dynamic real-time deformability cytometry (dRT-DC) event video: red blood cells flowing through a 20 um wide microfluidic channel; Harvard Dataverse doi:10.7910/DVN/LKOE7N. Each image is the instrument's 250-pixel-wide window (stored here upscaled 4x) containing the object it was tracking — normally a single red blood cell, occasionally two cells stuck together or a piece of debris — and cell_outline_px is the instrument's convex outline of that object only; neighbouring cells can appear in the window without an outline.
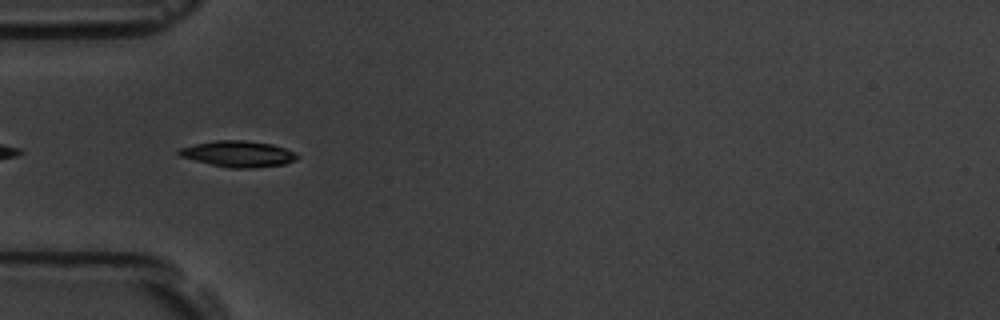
{"species": "common noctule bat (a hibernating species)", "species_latin": "Nyctalus noctula", "temperature_condition": "room temperature", "stored_images_in_passage": 6, "camera_frame_rate_fps": 3000, "um_per_image_px": 0.085, "animal": {"sex": "male", "body_mass_g": 19.5, "forearm_length_mm": 54.6}, "frame": {"image": 1, "passage_image": 5, "time_ms": 5.667, "image_size_px": [1000, 320], "cell_outline_px": [[300, 156], [296, 160], [284, 164], [252, 168], [228, 168], [180, 156], [176, 152], [180, 148], [196, 144], [216, 140], [244, 140], [272, 144], [296, 152]], "centroid_in_image_um": [20.29, 13.08], "position_along_channel_um": 64.7, "area_um2": 17.86}}
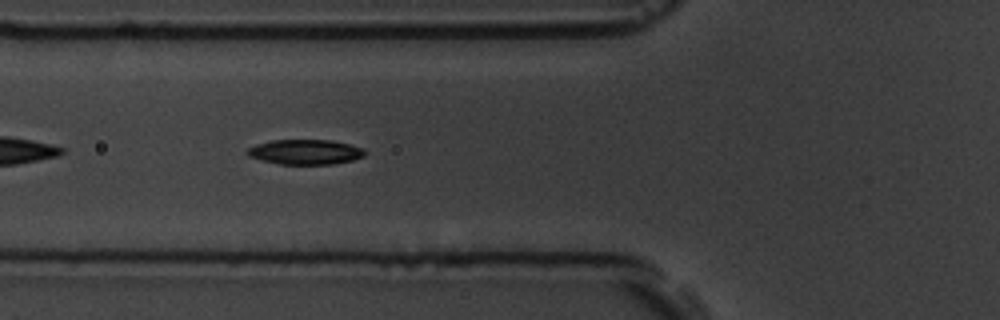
{"frame": {"image": 2, "passage_image": 6, "time_ms": 6.667, "image_size_px": [1000, 320], "cell_outline_px": [[364, 156], [352, 160], [332, 164], [280, 164], [248, 156], [244, 152], [248, 148], [256, 144], [272, 140], [332, 140], [364, 148]], "centroid_in_image_um": [25.93, 12.91], "position_along_channel_um": 99.9, "area_um2": 16.99}}